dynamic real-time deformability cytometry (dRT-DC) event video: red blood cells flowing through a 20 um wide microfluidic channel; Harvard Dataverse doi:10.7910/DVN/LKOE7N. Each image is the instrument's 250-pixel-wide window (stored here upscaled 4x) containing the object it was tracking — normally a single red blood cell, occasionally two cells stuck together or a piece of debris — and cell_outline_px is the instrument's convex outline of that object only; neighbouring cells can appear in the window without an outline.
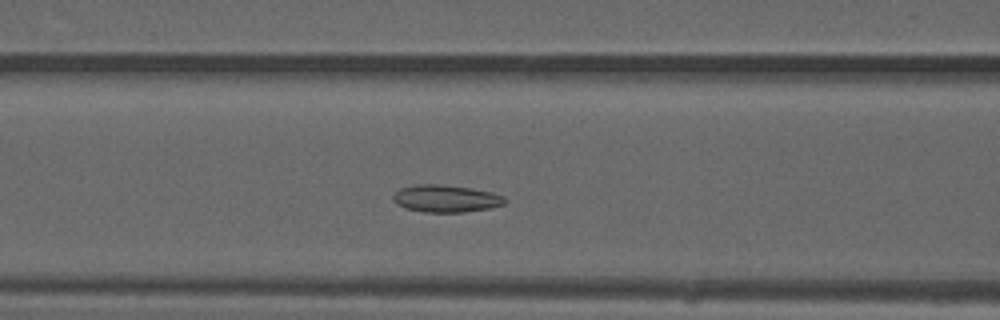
{"species": "common noctule bat (a hibernating species)", "species_latin": "Nyctalus noctula", "temperature_condition": "warm", "stored_images_in_passage": 15, "camera_frame_rate_fps": 3000, "um_per_image_px": 0.085, "animal": {"sex": "male", "forearm_length_mm": 52.5}, "frame": {"image": 1, "passage_image": 15, "time_ms": 4.667, "image_size_px": [1000, 320], "cell_outline_px": [[508, 200], [504, 204], [488, 208], [464, 212], [424, 212], [404, 208], [396, 204], [392, 200], [392, 196], [400, 188], [420, 184], [440, 184], [468, 188], [492, 192], [504, 196]], "centroid_in_image_um": [37.88, 16.88], "position_along_channel_um": 128.7, "area_um2": 17.74}}